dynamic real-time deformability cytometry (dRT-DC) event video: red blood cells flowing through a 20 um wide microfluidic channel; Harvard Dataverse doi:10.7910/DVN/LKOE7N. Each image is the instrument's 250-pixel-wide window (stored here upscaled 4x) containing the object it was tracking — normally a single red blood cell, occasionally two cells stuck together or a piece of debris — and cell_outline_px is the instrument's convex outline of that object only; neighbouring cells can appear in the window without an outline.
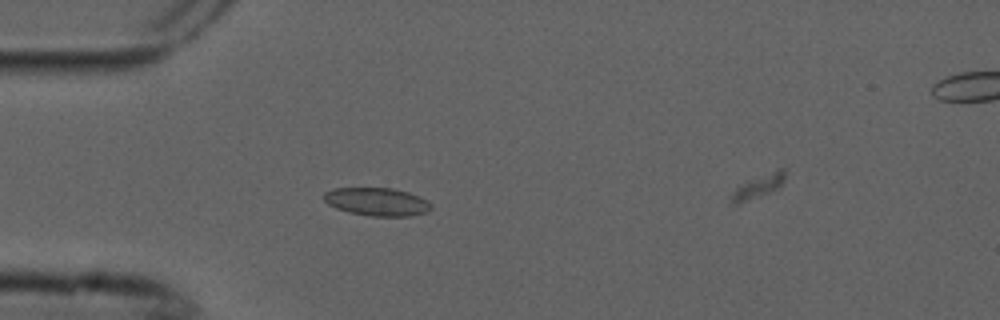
{"species": "common noctule bat (a hibernating species)", "species_latin": "Nyctalus noctula", "temperature_condition": "cold", "stored_images_in_passage": 5, "camera_frame_rate_fps": 3000, "um_per_image_px": 0.085, "animal": {"sex": "male", "forearm_length_mm": 52.5}, "frame": {"image": 1, "passage_image": 4, "time_ms": 1.0, "image_size_px": [1000, 320], "cell_outline_px": [[432, 208], [428, 212], [408, 216], [372, 216], [348, 212], [336, 208], [328, 204], [324, 200], [324, 192], [332, 188], [392, 188], [408, 192], [428, 200], [432, 204]], "centroid_in_image_um": [32.05, 17.14], "position_along_channel_um": 52.9, "area_um2": 17.63}}